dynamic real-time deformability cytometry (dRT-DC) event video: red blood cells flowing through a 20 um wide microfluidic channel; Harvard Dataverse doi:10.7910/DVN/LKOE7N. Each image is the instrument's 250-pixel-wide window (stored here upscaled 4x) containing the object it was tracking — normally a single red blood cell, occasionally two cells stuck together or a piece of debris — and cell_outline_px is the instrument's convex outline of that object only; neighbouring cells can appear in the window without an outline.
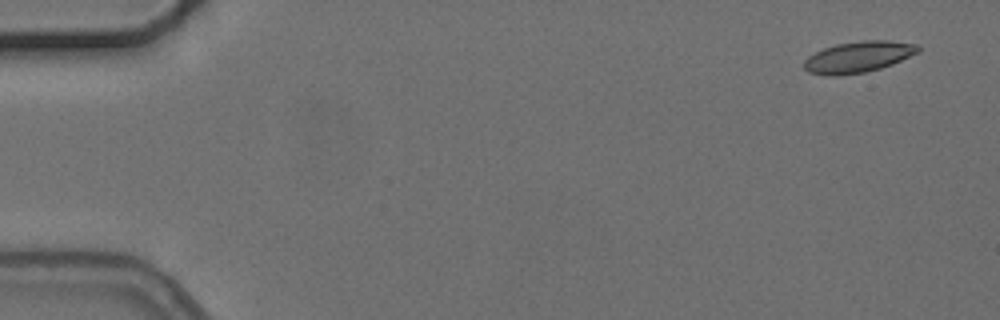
{"species": "common noctule bat (a hibernating species)", "species_latin": "Nyctalus noctula", "temperature_condition": "cold", "stored_images_in_passage": 4, "camera_frame_rate_fps": 3000, "um_per_image_px": 0.085, "animal": {"sex": "female", "body_mass_g": 24.6, "forearm_length_mm": 56.2}, "frame": {"image": 1, "passage_image": 1, "time_ms": 0.0, "image_size_px": [1000, 320], "cell_outline_px": [[920, 52], [892, 64], [880, 68], [864, 72], [836, 76], [828, 76], [808, 72], [804, 68], [804, 60], [808, 56], [824, 48], [836, 44], [864, 40], [888, 40], [916, 44], [920, 48]], "centroid_in_image_um": [72.95, 4.84], "position_along_channel_um": 12.1, "area_um2": 20.69}}
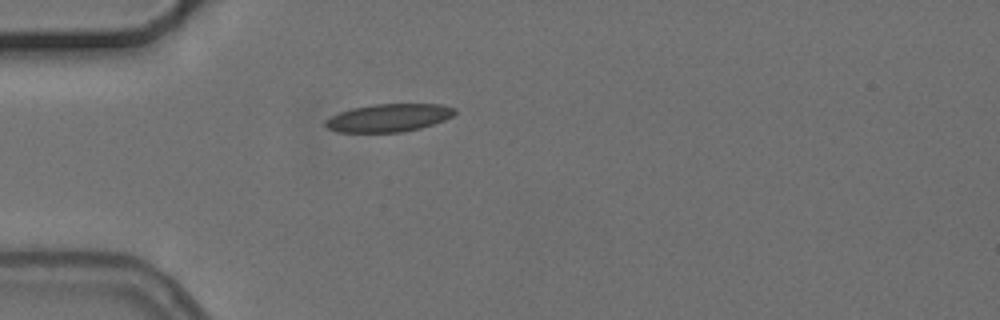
{"frame": {"image": 2, "passage_image": 4, "time_ms": 4.333, "image_size_px": [1000, 320], "cell_outline_px": [[456, 112], [452, 116], [444, 120], [420, 128], [404, 132], [336, 132], [328, 128], [324, 124], [324, 120], [340, 112], [352, 108], [372, 104], [440, 104], [456, 108]], "centroid_in_image_um": [33.03, 10.01], "position_along_channel_um": 52.0, "area_um2": 21.04}}